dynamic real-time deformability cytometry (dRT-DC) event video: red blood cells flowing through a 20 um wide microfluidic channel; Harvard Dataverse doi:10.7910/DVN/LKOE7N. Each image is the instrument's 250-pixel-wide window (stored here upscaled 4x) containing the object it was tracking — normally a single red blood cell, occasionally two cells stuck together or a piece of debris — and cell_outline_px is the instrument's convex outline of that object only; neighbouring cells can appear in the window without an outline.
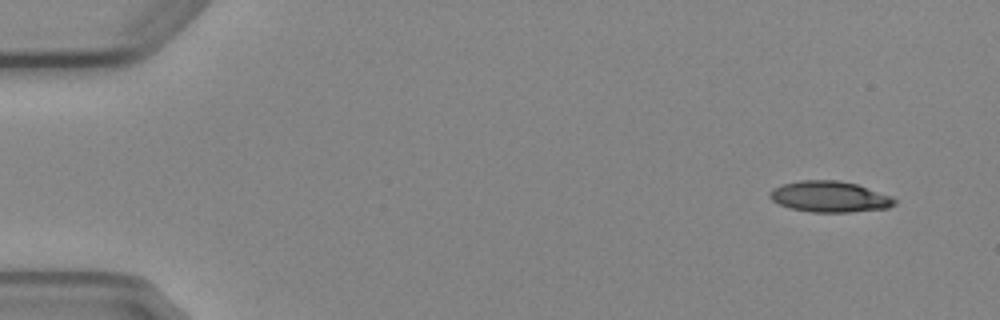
{"species": "Egyptian fruit bat (a non-hibernating species)", "species_latin": "Rousettus aegyptiacus", "temperature_condition": "cold", "stored_images_in_passage": 6, "camera_frame_rate_fps": 3000, "um_per_image_px": 0.085, "animal": {"sex": "female"}, "frame": {"image": 1, "passage_image": 1, "time_ms": 0.0, "image_size_px": [1000, 320], "cell_outline_px": [[896, 204], [888, 208], [848, 212], [812, 212], [788, 208], [772, 200], [768, 196], [768, 192], [772, 188], [784, 184], [800, 180], [836, 180], [856, 184], [892, 196], [896, 200]], "centroid_in_image_um": [70.5, 16.72], "position_along_channel_um": 14.5, "area_um2": 22.54}}
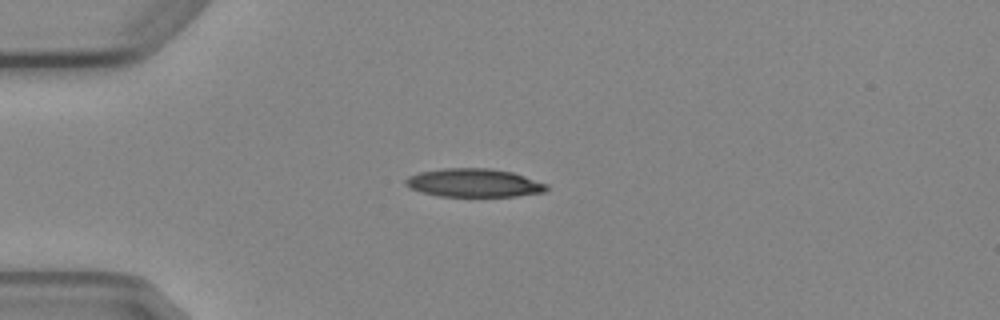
{"frame": {"image": 2, "passage_image": 4, "time_ms": 3.333, "image_size_px": [1000, 320], "cell_outline_px": [[548, 188], [544, 192], [516, 196], [440, 196], [420, 192], [408, 188], [404, 184], [404, 180], [408, 176], [420, 172], [444, 168], [488, 168], [512, 172], [548, 184]], "centroid_in_image_um": [40.25, 15.54], "position_along_channel_um": 44.8, "area_um2": 23.35}}
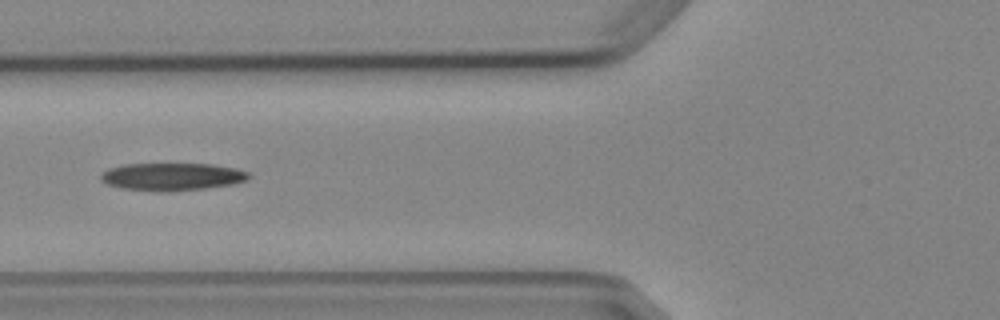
{"frame": {"image": 3, "passage_image": 6, "time_ms": 5.667, "image_size_px": [1000, 320], "cell_outline_px": [[252, 176], [248, 180], [232, 184], [204, 188], [160, 192], [120, 188], [108, 184], [100, 180], [100, 172], [108, 168], [124, 164], [212, 164], [236, 168], [248, 172]], "centroid_in_image_um": [14.6, 15.01], "position_along_channel_um": 111.2, "area_um2": 23.93}}